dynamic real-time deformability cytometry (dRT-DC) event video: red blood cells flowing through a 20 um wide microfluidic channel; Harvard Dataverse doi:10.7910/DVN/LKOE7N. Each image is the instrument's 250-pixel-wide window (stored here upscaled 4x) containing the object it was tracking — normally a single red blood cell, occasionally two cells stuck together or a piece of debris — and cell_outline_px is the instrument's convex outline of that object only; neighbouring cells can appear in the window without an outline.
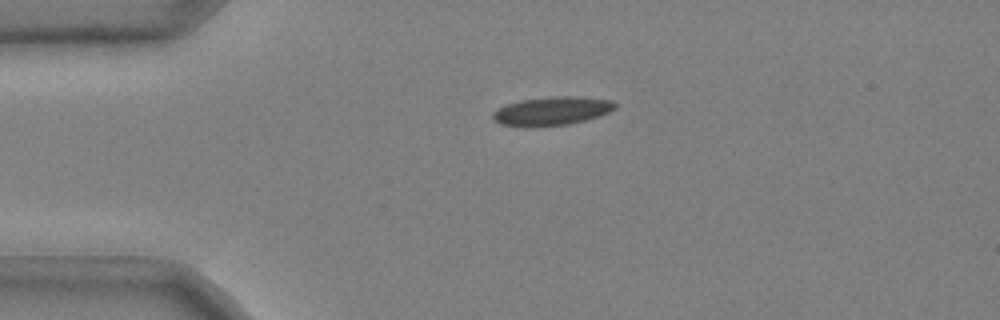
{"species": "common noctule bat (a hibernating species)", "species_latin": "Nyctalus noctula", "temperature_condition": "cold", "stored_images_in_passage": 37, "camera_frame_rate_fps": 3000, "um_per_image_px": 0.085, "animal": {"sex": "male", "body_mass_g": 20.4}, "frame": {"image": 1, "passage_image": 1, "time_ms": 0.0, "image_size_px": [1000, 320], "cell_outline_px": [[616, 108], [600, 116], [568, 124], [532, 128], [524, 128], [500, 124], [492, 120], [492, 112], [508, 104], [520, 100], [552, 96], [572, 96], [612, 100], [616, 104]], "centroid_in_image_um": [46.87, 9.46], "position_along_channel_um": 38.1, "area_um2": 20.63}}
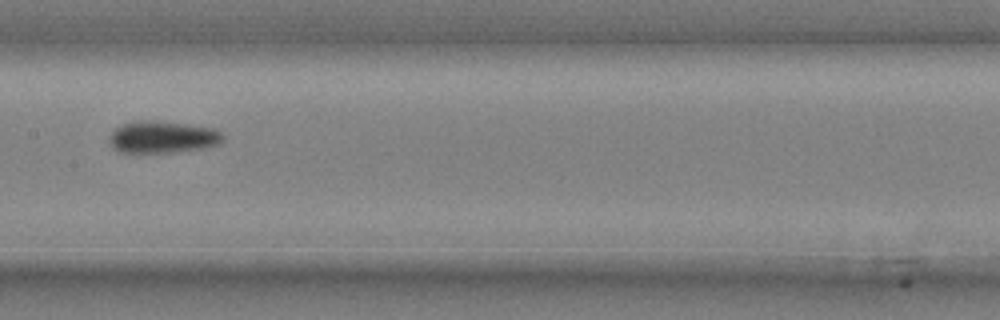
{"frame": {"image": 2, "passage_image": 16, "time_ms": 5.0, "image_size_px": [1000, 320], "cell_outline_px": [[224, 140], [220, 144], [204, 148], [172, 152], [120, 152], [112, 148], [108, 140], [108, 136], [120, 124], [136, 120], [156, 120], [188, 124], [216, 128], [224, 136]], "centroid_in_image_um": [13.81, 11.63], "position_along_channel_um": 193.6, "area_um2": 21.56}}
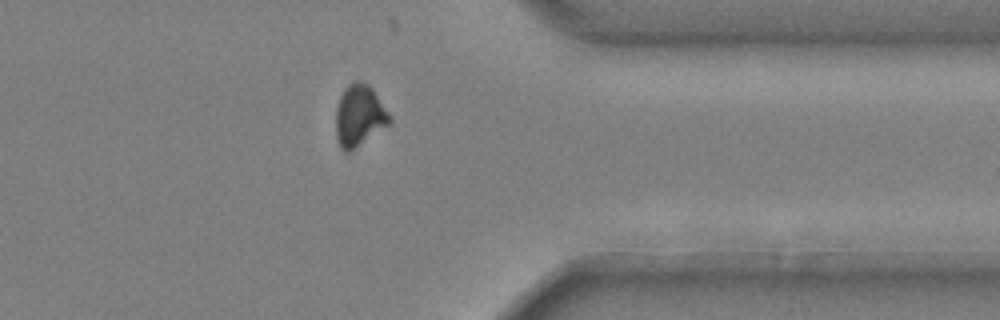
{"frame": {"image": 3, "passage_image": 32, "time_ms": 10.333, "image_size_px": [1000, 320], "cell_outline_px": [[392, 124], [348, 152], [344, 152], [340, 148], [336, 136], [336, 108], [340, 96], [344, 88], [352, 80], [364, 80], [372, 88], [392, 116]], "centroid_in_image_um": [30.56, 9.8], "position_along_channel_um": 380.8, "area_um2": 19.71}, "authors_computed_cell_mechanics": {"area_um2": 20.4034, "velocity_mm_per_s": 3.6816, "shape_relaxation_time_tau1_ms": 7.3472, "shape_relaxation_time_tau2_ms": null, "deformation_change_tau1": 0.1608, "deformation_change_tau2": null}}